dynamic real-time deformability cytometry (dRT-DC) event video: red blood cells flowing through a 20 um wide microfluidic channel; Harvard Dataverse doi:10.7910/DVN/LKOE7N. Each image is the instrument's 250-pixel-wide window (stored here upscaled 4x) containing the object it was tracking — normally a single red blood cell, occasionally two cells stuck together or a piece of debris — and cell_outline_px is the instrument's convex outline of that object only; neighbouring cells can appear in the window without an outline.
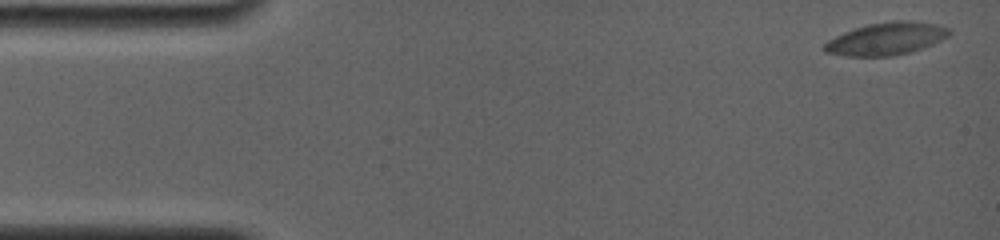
{"species": "common noctule bat (a hibernating species)", "species_latin": "Nyctalus noctula", "temperature_condition": "room temperature", "stored_images_in_passage": 67, "camera_frame_rate_fps": 4000, "um_per_image_px": 0.085, "animal": {"sex": "female", "body_mass_g": 19.0, "forearm_length_mm": 56.7}, "frame": {"image": 1, "passage_image": 1, "time_ms": 0.0, "image_size_px": [1000, 240], "cell_outline_px": [[952, 32], [948, 36], [924, 48], [912, 52], [892, 56], [844, 56], [824, 52], [824, 44], [828, 40], [844, 32], [868, 24], [892, 20], [912, 20], [936, 24], [952, 28]], "centroid_in_image_um": [75.37, 3.29], "position_along_channel_um": 9.6, "area_um2": 23.87}}
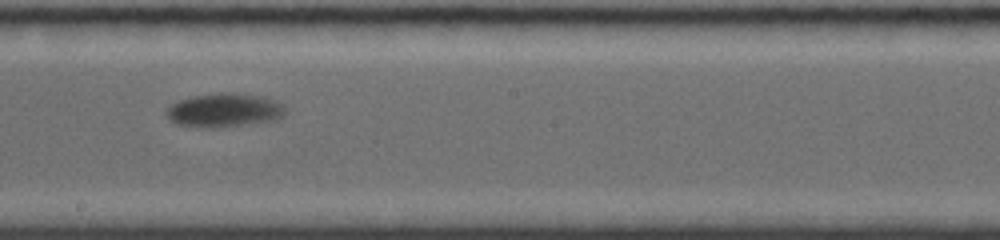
{"frame": {"image": 2, "passage_image": 37, "time_ms": 9.5, "image_size_px": [1000, 240], "cell_outline_px": [[284, 116], [272, 120], [212, 128], [204, 128], [176, 124], [168, 120], [164, 116], [168, 108], [172, 104], [180, 100], [192, 96], [220, 92], [236, 92], [260, 96], [276, 100], [284, 104]], "centroid_in_image_um": [19.02, 9.35], "position_along_channel_um": 229.2, "area_um2": 23.47}}
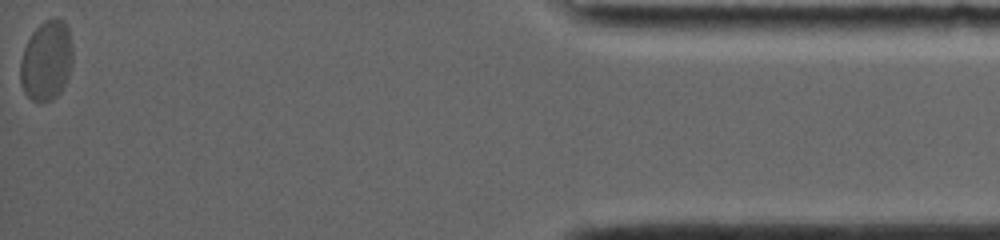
{"frame": {"image": 3, "passage_image": 67, "time_ms": 17.25, "image_size_px": [1000, 240], "cell_outline_px": [[72, 64], [68, 76], [60, 92], [52, 100], [32, 100], [24, 92], [20, 80], [20, 60], [24, 48], [32, 32], [44, 20], [60, 20], [68, 28], [72, 44]], "centroid_in_image_um": [3.94, 5.16], "position_along_channel_um": 431.3, "area_um2": 24.04}, "authors_computed_cell_mechanics": {"area_um2": 22.6576, "velocity_mm_per_s": 3.5526, "shape_relaxation_time_tau1_ms": 4.4238, "shape_relaxation_time_tau2_ms": null, "deformation_change_tau1": 0.1246, "deformation_change_tau2": null}}